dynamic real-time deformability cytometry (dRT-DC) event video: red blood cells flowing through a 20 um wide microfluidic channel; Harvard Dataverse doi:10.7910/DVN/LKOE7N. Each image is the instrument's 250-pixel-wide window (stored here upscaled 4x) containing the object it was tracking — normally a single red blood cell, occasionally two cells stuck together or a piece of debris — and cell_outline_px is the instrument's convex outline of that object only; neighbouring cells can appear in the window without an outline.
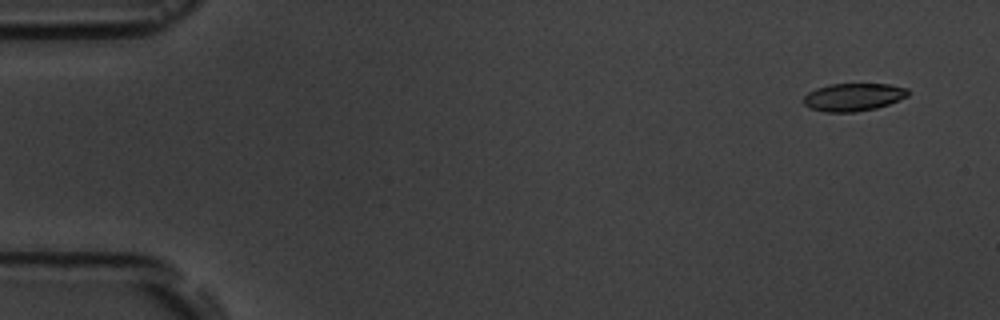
{"species": "common noctule bat (a hibernating species)", "species_latin": "Nyctalus noctula", "temperature_condition": "room temperature", "stored_images_in_passage": 7, "camera_frame_rate_fps": 3000, "um_per_image_px": 0.085, "animal": {"sex": "male", "body_mass_g": 19.5, "forearm_length_mm": 54.6}, "frame": {"image": 1, "passage_image": 2, "time_ms": 1.0, "image_size_px": [1000, 320], "cell_outline_px": [[908, 96], [888, 104], [876, 108], [852, 112], [824, 112], [808, 108], [804, 104], [804, 96], [808, 92], [816, 88], [828, 84], [892, 84], [908, 88]], "centroid_in_image_um": [72.52, 8.25], "position_along_channel_um": 12.5, "area_um2": 16.99}}
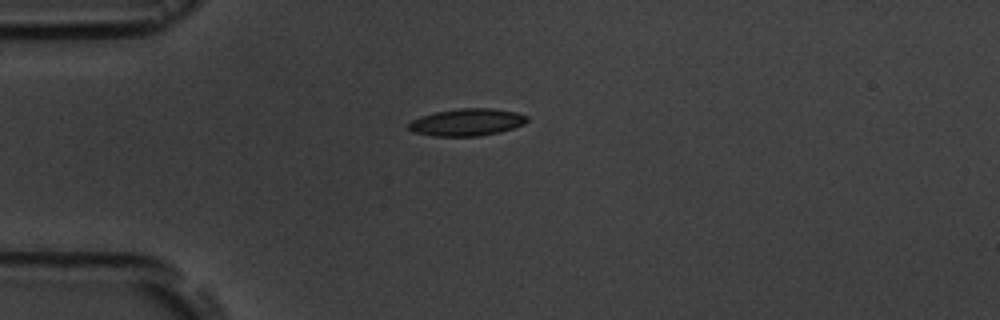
{"frame": {"image": 2, "passage_image": 5, "time_ms": 4.667, "image_size_px": [1000, 320], "cell_outline_px": [[528, 120], [524, 124], [500, 132], [480, 136], [432, 136], [412, 132], [408, 128], [408, 124], [412, 120], [420, 116], [436, 112], [460, 108], [492, 108], [516, 112], [528, 116]], "centroid_in_image_um": [39.68, 10.39], "position_along_channel_um": 45.3, "area_um2": 18.84}}
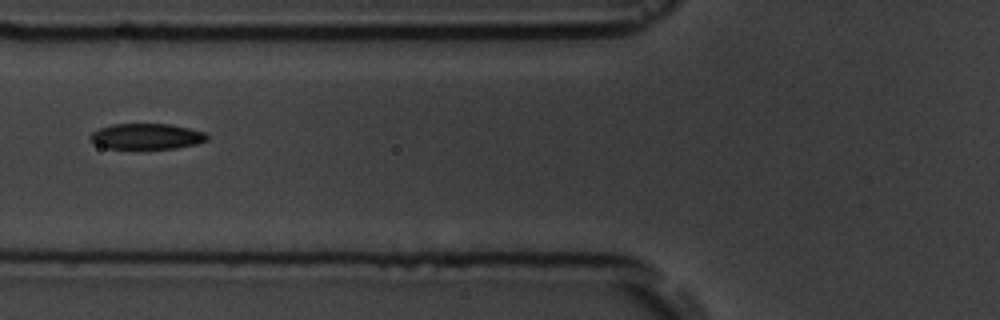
{"frame": {"image": 3, "passage_image": 7, "time_ms": 7.0, "image_size_px": [1000, 320], "cell_outline_px": [[208, 140], [196, 144], [176, 148], [108, 148], [96, 144], [88, 136], [92, 132], [100, 128], [112, 124], [172, 124], [204, 132], [208, 136]], "centroid_in_image_um": [12.47, 11.58], "position_along_channel_um": 113.3, "area_um2": 17.34}}